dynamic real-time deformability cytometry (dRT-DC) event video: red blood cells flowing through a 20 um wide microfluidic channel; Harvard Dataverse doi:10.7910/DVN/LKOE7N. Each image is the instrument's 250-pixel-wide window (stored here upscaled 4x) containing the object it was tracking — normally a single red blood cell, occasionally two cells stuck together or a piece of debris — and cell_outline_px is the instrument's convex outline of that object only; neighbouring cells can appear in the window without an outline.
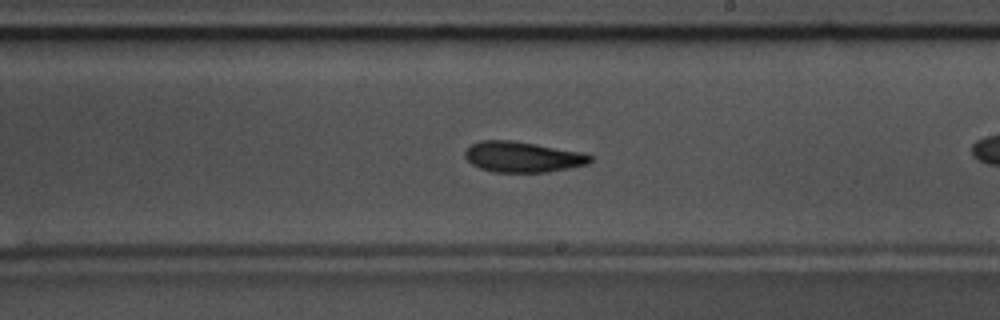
{"species": "common noctule bat (a hibernating species)", "species_latin": "Nyctalus noctula", "temperature_condition": "warm", "stored_images_in_passage": 27, "camera_frame_rate_fps": 3000, "um_per_image_px": 0.085, "animal": {"sex": "male", "body_mass_g": 17.5, "forearm_length_mm": 52.3}, "frame": {"image": 1, "passage_image": 16, "time_ms": 5.0, "image_size_px": [1000, 320], "cell_outline_px": [[592, 160], [588, 164], [548, 172], [492, 172], [480, 168], [472, 164], [464, 156], [464, 152], [472, 144], [480, 140], [512, 140], [584, 152], [592, 156]], "centroid_in_image_um": [44.43, 13.33], "position_along_channel_um": 244.6, "area_um2": 22.43}}